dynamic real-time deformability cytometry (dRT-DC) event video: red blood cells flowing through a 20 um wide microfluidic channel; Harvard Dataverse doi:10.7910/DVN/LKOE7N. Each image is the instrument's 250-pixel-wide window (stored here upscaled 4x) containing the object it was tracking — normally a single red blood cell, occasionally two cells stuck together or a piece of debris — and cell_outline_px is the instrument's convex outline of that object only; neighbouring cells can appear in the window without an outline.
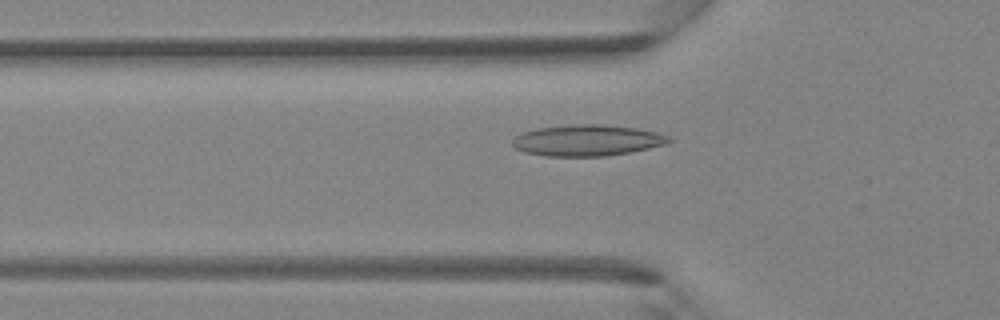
{"species": "Egyptian fruit bat (a non-hibernating species)", "species_latin": "Rousettus aegyptiacus", "temperature_condition": "room temperature", "stored_images_in_passage": 44, "camera_frame_rate_fps": 3000, "um_per_image_px": 0.085, "animal": {"sex": "female"}, "frame": {"image": 1, "passage_image": 15, "time_ms": 4.667, "image_size_px": [1000, 320], "cell_outline_px": [[672, 140], [668, 144], [628, 152], [604, 156], [544, 156], [524, 152], [516, 148], [512, 144], [512, 140], [516, 136], [524, 132], [540, 128], [580, 124], [604, 124], [636, 128], [656, 132], [668, 136]], "centroid_in_image_um": [49.92, 11.93], "position_along_channel_um": 75.9, "area_um2": 28.15}}
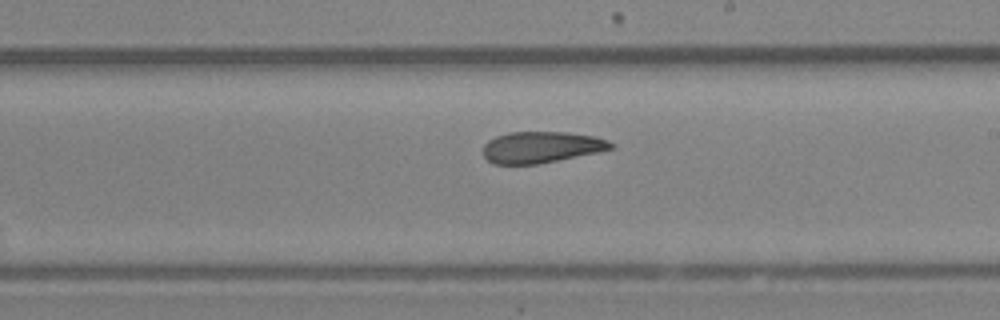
{"frame": {"image": 2, "passage_image": 26, "time_ms": 8.333, "image_size_px": [1000, 320], "cell_outline_px": [[616, 148], [536, 164], [492, 164], [484, 156], [484, 144], [488, 140], [496, 136], [508, 132], [568, 132], [596, 136], [608, 140], [616, 144]], "centroid_in_image_um": [46.03, 12.5], "position_along_channel_um": 243.0, "area_um2": 23.35}}
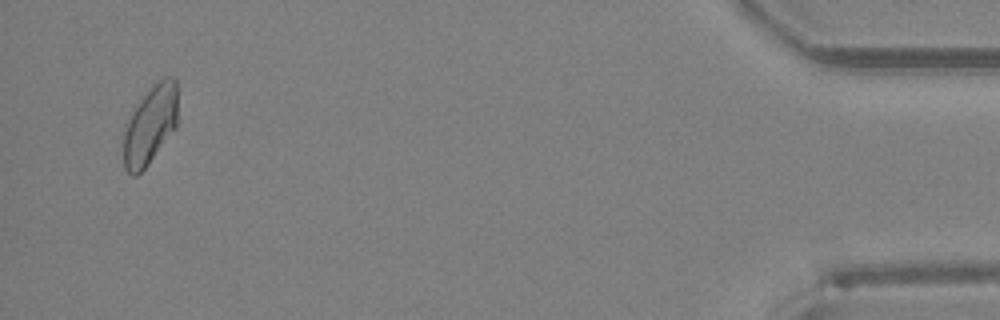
{"frame": {"image": 3, "passage_image": 43, "time_ms": 14.0, "image_size_px": [1000, 320], "cell_outline_px": [[176, 128], [148, 164], [136, 176], [132, 176], [124, 168], [124, 124], [136, 104], [164, 76], [176, 76]], "centroid_in_image_um": [12.75, 10.64], "position_along_channel_um": 422.5, "area_um2": 24.62}}